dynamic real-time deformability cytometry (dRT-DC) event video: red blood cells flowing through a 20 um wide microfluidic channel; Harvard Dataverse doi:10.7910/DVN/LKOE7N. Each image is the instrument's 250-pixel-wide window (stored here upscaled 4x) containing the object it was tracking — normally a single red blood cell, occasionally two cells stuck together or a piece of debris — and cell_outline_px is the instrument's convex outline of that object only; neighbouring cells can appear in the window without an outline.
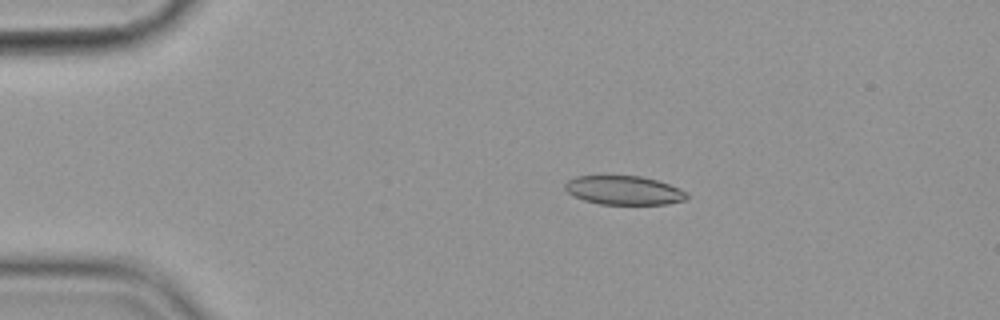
{"species": "common noctule bat (a hibernating species)", "species_latin": "Nyctalus noctula", "temperature_condition": "cold", "stored_images_in_passage": 5, "camera_frame_rate_fps": 3000, "um_per_image_px": 0.085, "animal": {"sex": "female", "body_mass_g": 19.9}, "frame": {"image": 1, "passage_image": 3, "time_ms": 2.333, "image_size_px": [1000, 320], "cell_outline_px": [[688, 196], [684, 200], [668, 204], [600, 204], [584, 200], [572, 196], [564, 188], [564, 184], [568, 180], [576, 176], [640, 176], [656, 180], [680, 188], [688, 192]], "centroid_in_image_um": [53.02, 16.18], "position_along_channel_um": 32.0, "area_um2": 20.52}}
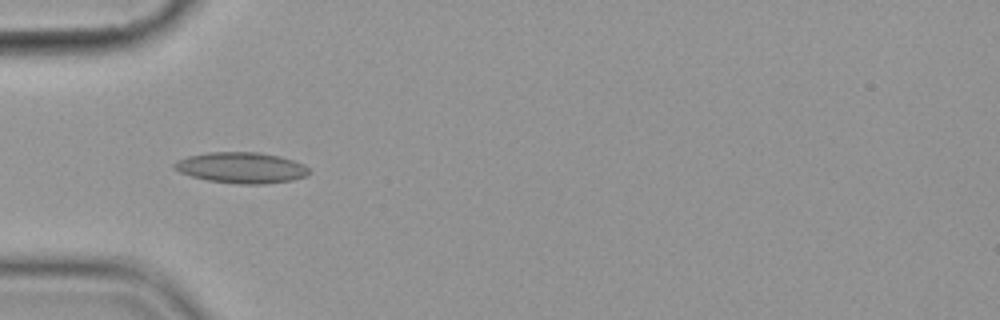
{"frame": {"image": 2, "passage_image": 5, "time_ms": 4.667, "image_size_px": [1000, 320], "cell_outline_px": [[308, 176], [292, 180], [264, 184], [236, 184], [208, 180], [192, 176], [180, 172], [172, 168], [172, 164], [176, 160], [188, 156], [208, 152], [260, 152], [280, 156], [304, 164], [308, 168]], "centroid_in_image_um": [20.5, 14.25], "position_along_channel_um": 64.5, "area_um2": 24.39}}